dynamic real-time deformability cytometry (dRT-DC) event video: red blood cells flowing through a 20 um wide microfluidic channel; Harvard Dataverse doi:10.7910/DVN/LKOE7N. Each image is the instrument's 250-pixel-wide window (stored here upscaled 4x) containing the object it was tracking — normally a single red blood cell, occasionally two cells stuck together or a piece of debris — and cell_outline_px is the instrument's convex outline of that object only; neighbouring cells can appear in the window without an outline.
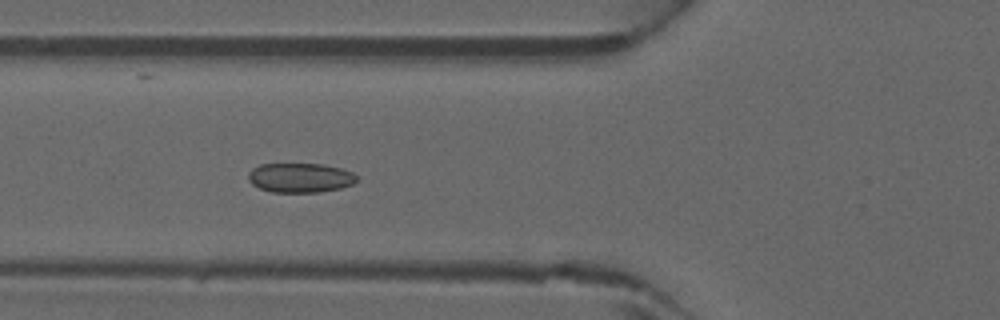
{"species": "common noctule bat (a hibernating species)", "species_latin": "Nyctalus noctula", "temperature_condition": "warm", "stored_images_in_passage": 47, "camera_frame_rate_fps": 3000, "um_per_image_px": 0.085, "animal": {"sex": "male", "forearm_length_mm": 52.5}, "frame": {"image": 1, "passage_image": 18, "time_ms": 5.667, "image_size_px": [1000, 320], "cell_outline_px": [[356, 180], [352, 184], [340, 188], [320, 192], [272, 192], [260, 188], [252, 184], [248, 180], [248, 172], [252, 168], [260, 164], [324, 164], [340, 168], [352, 172], [356, 176]], "centroid_in_image_um": [25.48, 15.1], "position_along_channel_um": 100.3, "area_um2": 18.61}}
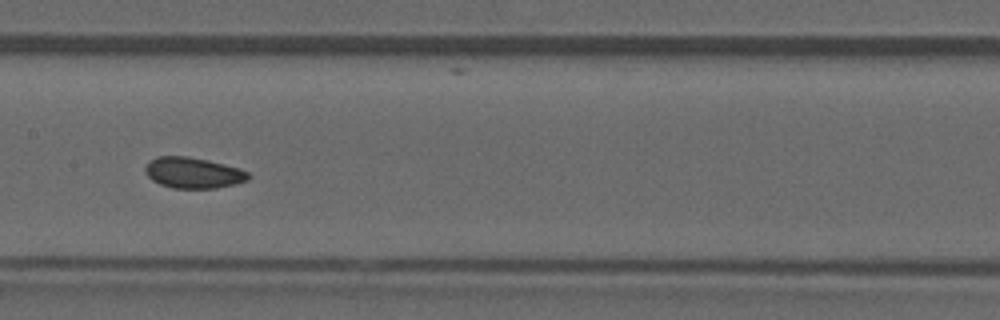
{"frame": {"image": 2, "passage_image": 24, "time_ms": 7.667, "image_size_px": [1000, 320], "cell_outline_px": [[252, 176], [248, 180], [216, 188], [172, 188], [160, 184], [152, 180], [144, 172], [144, 168], [156, 156], [188, 156], [208, 160], [240, 168], [248, 172]], "centroid_in_image_um": [16.43, 14.68], "position_along_channel_um": 191.0, "area_um2": 18.55}}
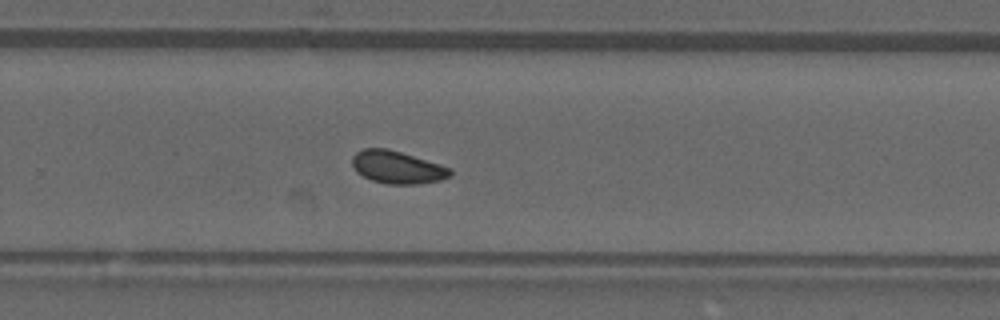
{"frame": {"image": 3, "passage_image": 31, "time_ms": 10.0, "image_size_px": [1000, 320], "cell_outline_px": [[452, 176], [440, 180], [420, 184], [388, 184], [372, 180], [356, 172], [352, 164], [352, 156], [356, 152], [364, 148], [388, 148], [452, 168]], "centroid_in_image_um": [33.77, 14.22], "position_along_channel_um": 296.0, "area_um2": 18.67}}